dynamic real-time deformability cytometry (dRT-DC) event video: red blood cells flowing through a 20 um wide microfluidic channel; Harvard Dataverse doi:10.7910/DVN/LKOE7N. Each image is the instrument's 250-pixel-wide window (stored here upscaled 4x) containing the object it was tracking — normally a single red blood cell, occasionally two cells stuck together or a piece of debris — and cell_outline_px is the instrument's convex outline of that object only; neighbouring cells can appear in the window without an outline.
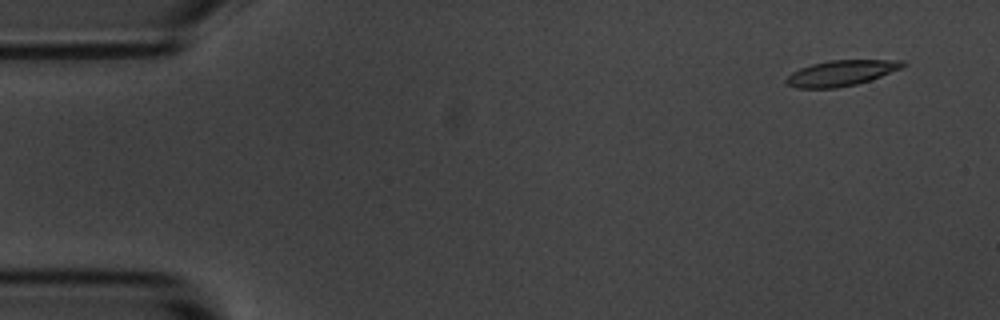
{"species": "common noctule bat (a hibernating species)", "species_latin": "Nyctalus noctula", "temperature_condition": "room temperature", "stored_images_in_passage": 4, "camera_frame_rate_fps": 3000, "um_per_image_px": 0.085, "animal": {"sex": "male", "body_mass_g": 20.1, "forearm_length_mm": 53.5}, "frame": {"image": 1, "passage_image": 1, "time_ms": 0.0, "image_size_px": [1000, 320], "cell_outline_px": [[908, 64], [900, 68], [880, 76], [856, 84], [836, 88], [796, 88], [788, 84], [784, 80], [792, 72], [800, 68], [812, 64], [828, 60], [904, 60]], "centroid_in_image_um": [71.48, 6.2], "position_along_channel_um": 13.5, "area_um2": 17.22}}